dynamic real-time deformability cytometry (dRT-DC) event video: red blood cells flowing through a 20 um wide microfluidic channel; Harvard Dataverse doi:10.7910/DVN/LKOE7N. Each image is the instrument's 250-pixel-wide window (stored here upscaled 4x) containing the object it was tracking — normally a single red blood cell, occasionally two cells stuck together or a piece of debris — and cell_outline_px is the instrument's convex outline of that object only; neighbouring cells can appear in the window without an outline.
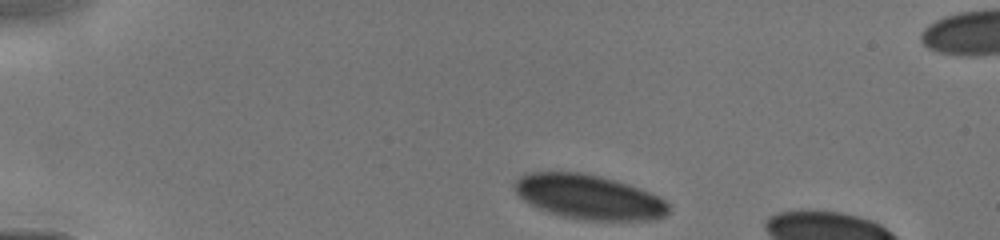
{"species": "human", "species_latin": "Homo sapiens", "temperature_condition": "cold", "stored_images_in_passage": 14, "camera_frame_rate_fps": 3000, "um_per_image_px": 0.085, "donor": {"sex": "male"}, "frame": {"image": 1, "passage_image": 1, "time_ms": 0.0, "image_size_px": [1000, 240], "cell_outline_px": [[668, 212], [664, 216], [656, 220], [584, 220], [560, 216], [548, 212], [524, 200], [516, 192], [512, 184], [520, 176], [528, 172], [580, 172], [600, 176], [616, 180], [640, 188], [664, 200], [668, 204]], "centroid_in_image_um": [50.04, 16.74], "position_along_channel_um": 35.0, "area_um2": 39.88}}
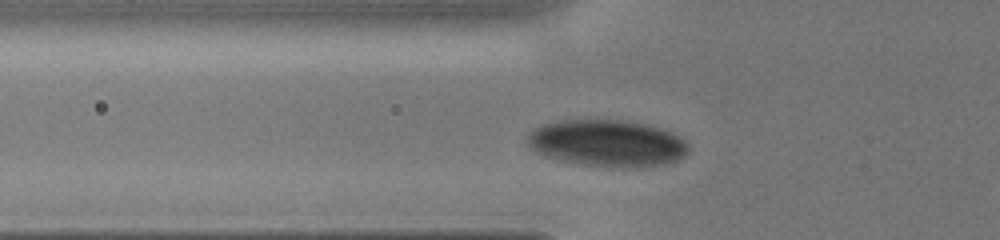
{"frame": {"image": 2, "passage_image": 11, "time_ms": 2.333, "image_size_px": [1000, 240], "cell_outline_px": [[688, 152], [684, 156], [668, 164], [632, 168], [608, 168], [580, 164], [560, 160], [544, 156], [536, 152], [532, 148], [528, 140], [528, 136], [536, 128], [544, 124], [556, 120], [620, 120], [648, 124], [672, 132], [680, 136], [688, 144]], "centroid_in_image_um": [51.66, 12.19], "position_along_channel_um": 74.1, "area_um2": 44.22}}
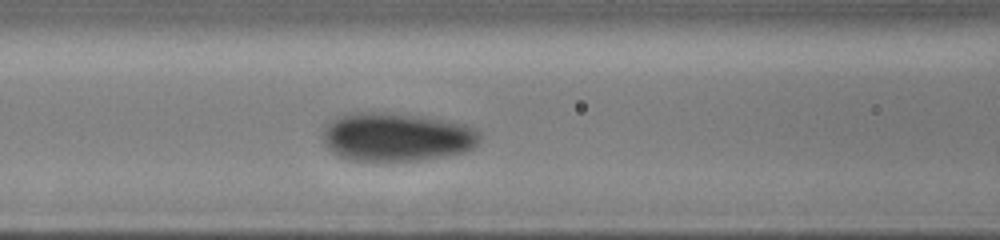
{"frame": {"image": 3, "passage_image": 14, "time_ms": 3.667, "image_size_px": [1000, 240], "cell_outline_px": [[480, 140], [472, 148], [464, 152], [420, 160], [348, 160], [332, 152], [324, 144], [320, 136], [324, 124], [336, 116], [344, 112], [392, 112], [424, 116], [464, 124], [476, 128], [480, 132]], "centroid_in_image_um": [33.64, 11.61], "position_along_channel_um": 133.0, "area_um2": 45.14}}